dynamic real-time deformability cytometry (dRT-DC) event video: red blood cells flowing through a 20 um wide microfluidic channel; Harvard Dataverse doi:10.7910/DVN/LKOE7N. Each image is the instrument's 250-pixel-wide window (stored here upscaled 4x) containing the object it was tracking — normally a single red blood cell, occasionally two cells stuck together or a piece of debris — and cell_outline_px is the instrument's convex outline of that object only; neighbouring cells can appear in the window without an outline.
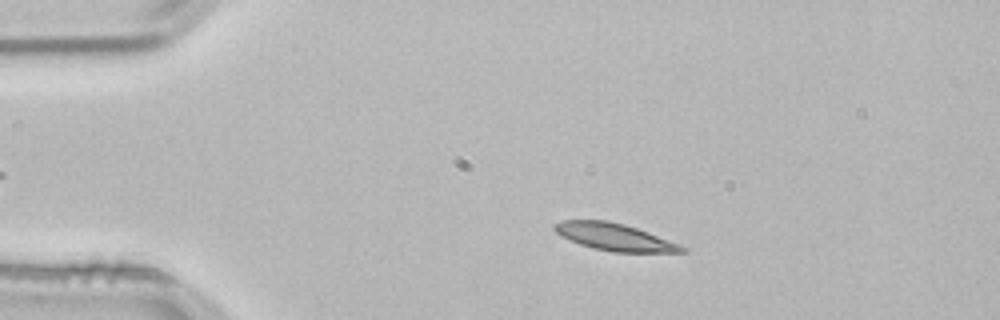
{"species": "common noctule bat (a hibernating species)", "species_latin": "Nyctalus noctula", "temperature_condition": "room temperature", "stored_images_in_passage": 53, "camera_frame_rate_fps": 3000, "um_per_image_px": 0.085, "animal": {"sex": "male", "body_mass_g": 21.5, "forearm_length_mm": 52.0}, "frame": {"image": 1, "passage_image": 10, "time_ms": 3.0, "image_size_px": [1000, 320], "cell_outline_px": [[688, 252], [612, 252], [592, 248], [580, 244], [560, 236], [552, 228], [552, 224], [564, 220], [608, 220], [624, 224], [648, 232], [680, 244], [688, 248]], "centroid_in_image_um": [52.23, 20.14], "position_along_channel_um": 32.8, "area_um2": 20.29}}
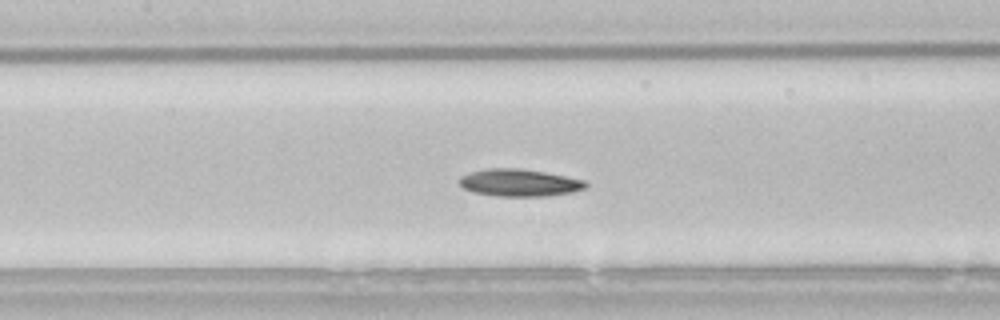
{"frame": {"image": 2, "passage_image": 24, "time_ms": 7.667, "image_size_px": [1000, 320], "cell_outline_px": [[588, 184], [584, 188], [572, 192], [548, 196], [496, 196], [472, 192], [464, 188], [460, 184], [460, 176], [472, 172], [488, 168], [520, 168], [544, 172], [584, 180]], "centroid_in_image_um": [44.13, 15.53], "position_along_channel_um": 163.3, "area_um2": 19.94}}
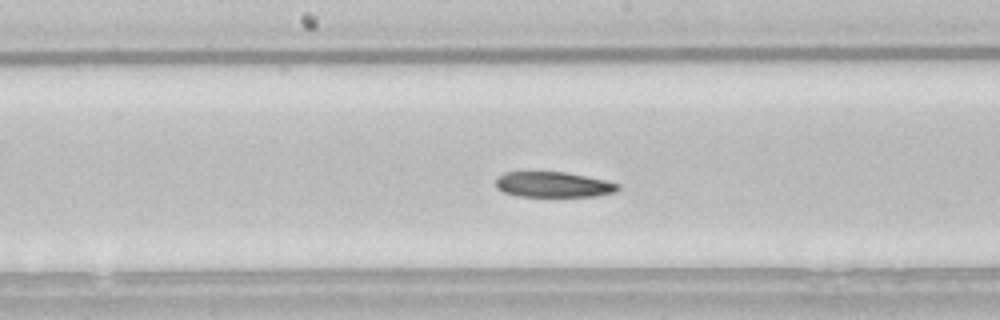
{"frame": {"image": 3, "passage_image": 27, "time_ms": 8.667, "image_size_px": [1000, 320], "cell_outline_px": [[620, 188], [616, 192], [596, 196], [516, 196], [504, 192], [496, 188], [496, 180], [500, 176], [508, 172], [564, 172], [604, 180], [620, 184]], "centroid_in_image_um": [47.05, 15.7], "position_along_channel_um": 201.2, "area_um2": 17.92}, "authors_computed_cell_mechanics": {"area_um2": 19.8832, "velocity_mm_per_s": 3.7995, "shape_relaxation_time_tau1_ms": 3.5729, "shape_relaxation_time_tau2_ms": null, "deformation_change_tau1": 0.1113, "deformation_change_tau2": null}}